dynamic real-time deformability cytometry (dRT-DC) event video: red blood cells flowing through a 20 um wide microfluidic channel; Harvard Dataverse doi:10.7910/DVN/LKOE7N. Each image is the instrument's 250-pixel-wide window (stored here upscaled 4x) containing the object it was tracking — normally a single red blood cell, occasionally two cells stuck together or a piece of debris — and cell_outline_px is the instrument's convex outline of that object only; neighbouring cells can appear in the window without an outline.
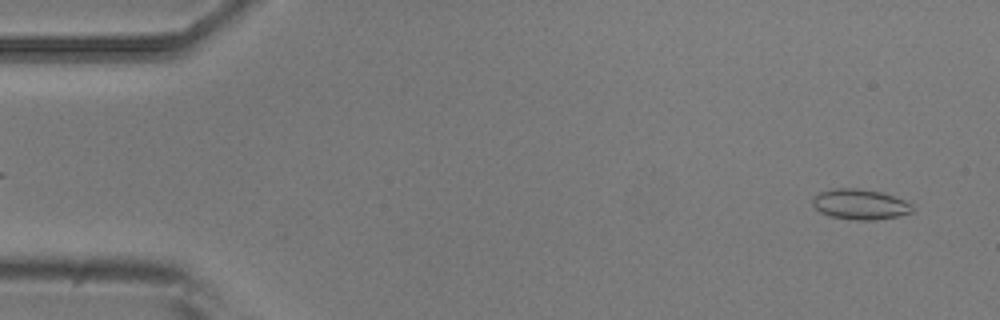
{"species": "common noctule bat (a hibernating species)", "species_latin": "Nyctalus noctula", "temperature_condition": "room temperature", "stored_images_in_passage": 53, "camera_frame_rate_fps": 3000, "um_per_image_px": 0.085, "animal": {"sex": "male", "body_mass_g": 20.5, "forearm_length_mm": 52.5}, "frame": {"image": 1, "passage_image": 2, "time_ms": 0.333, "image_size_px": [1000, 320], "cell_outline_px": [[912, 212], [896, 216], [872, 220], [856, 220], [832, 216], [820, 212], [812, 204], [812, 200], [820, 192], [832, 188], [856, 188], [880, 192], [904, 200], [912, 204]], "centroid_in_image_um": [73.09, 17.36], "position_along_channel_um": 11.9, "area_um2": 17.34}}
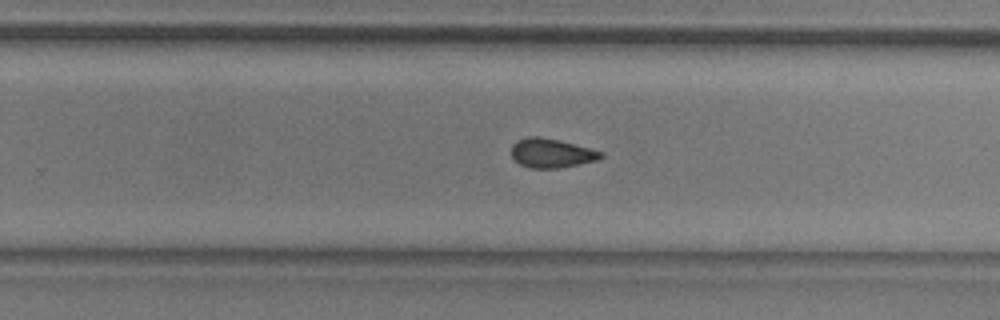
{"frame": {"image": 2, "passage_image": 33, "time_ms": 10.667, "image_size_px": [1000, 320], "cell_outline_px": [[604, 156], [596, 160], [556, 168], [528, 168], [520, 164], [512, 156], [512, 144], [516, 140], [528, 136], [540, 136], [560, 140], [604, 152]], "centroid_in_image_um": [46.85, 12.99], "position_along_channel_um": 283.0, "area_um2": 15.14}}
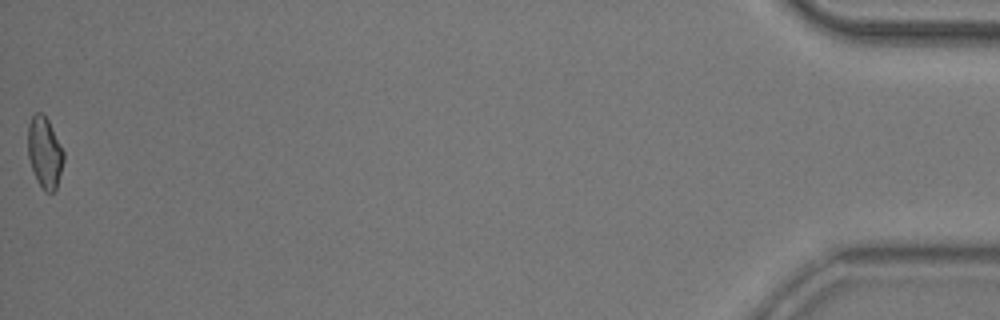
{"frame": {"image": 3, "passage_image": 53, "time_ms": 17.333, "image_size_px": [1000, 320], "cell_outline_px": [[64, 160], [56, 188], [52, 192], [44, 192], [36, 180], [28, 156], [28, 124], [32, 116], [36, 112], [40, 112], [48, 120], [64, 152]], "centroid_in_image_um": [3.79, 12.97], "position_along_channel_um": 431.4, "area_um2": 14.68}, "authors_computed_cell_mechanics": {"area_um2": 15.317, "velocity_mm_per_s": 3.728, "shape_relaxation_time_tau1_ms": 8.2889, "shape_relaxation_time_tau2_ms": 2.9463, "deformation_change_tau1": 0.1281, "deformation_change_tau2": 0.0985}}